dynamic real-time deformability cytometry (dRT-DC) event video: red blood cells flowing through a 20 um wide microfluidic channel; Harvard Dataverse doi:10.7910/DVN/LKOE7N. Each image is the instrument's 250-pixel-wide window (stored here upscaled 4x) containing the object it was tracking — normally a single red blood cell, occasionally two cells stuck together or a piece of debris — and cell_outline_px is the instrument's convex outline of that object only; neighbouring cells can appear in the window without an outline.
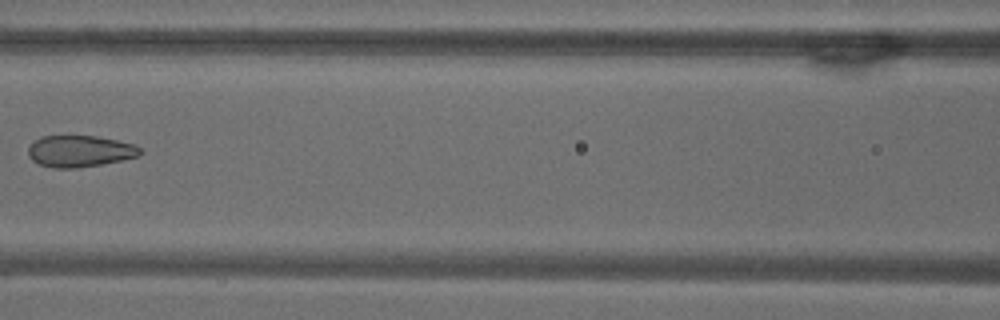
{"species": "common noctule bat (a hibernating species)", "species_latin": "Nyctalus noctula", "temperature_condition": "warm", "stored_images_in_passage": 5, "camera_frame_rate_fps": 3000, "um_per_image_px": 0.085, "animal": {"sex": "male", "body_mass_g": 18.8}, "frame": {"image": 1, "passage_image": 5, "time_ms": 1.333, "image_size_px": [1000, 320], "cell_outline_px": [[140, 156], [100, 164], [76, 168], [52, 168], [40, 164], [32, 160], [28, 156], [28, 148], [40, 136], [96, 136], [116, 140], [132, 144], [140, 148]], "centroid_in_image_um": [6.75, 12.85], "position_along_channel_um": 159.8, "area_um2": 20.35}}